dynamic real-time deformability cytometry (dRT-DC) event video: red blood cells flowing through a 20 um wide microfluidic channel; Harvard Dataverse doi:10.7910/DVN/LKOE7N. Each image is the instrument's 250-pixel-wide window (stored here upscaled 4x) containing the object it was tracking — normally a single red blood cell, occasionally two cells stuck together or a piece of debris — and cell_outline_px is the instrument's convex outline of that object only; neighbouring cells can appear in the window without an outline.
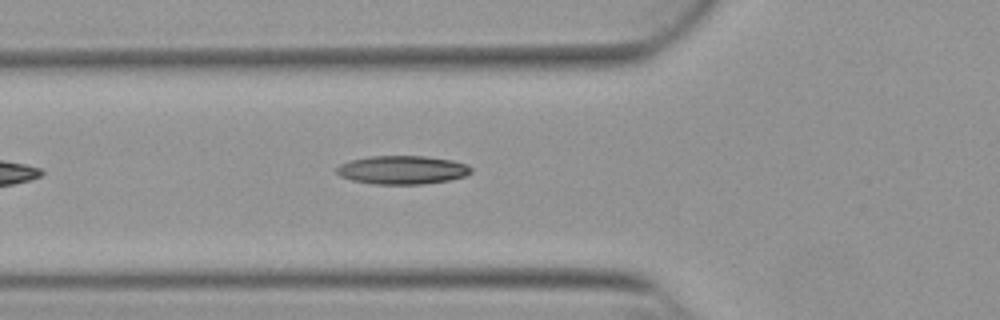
{"species": "Egyptian fruit bat (a non-hibernating species)", "species_latin": "Rousettus aegyptiacus", "temperature_condition": "warm", "stored_images_in_passage": 11, "camera_frame_rate_fps": 3000, "um_per_image_px": 0.085, "animal": {"sex": "female"}, "frame": {"image": 1, "passage_image": 7, "time_ms": 2.0, "image_size_px": [1000, 320], "cell_outline_px": [[472, 172], [464, 176], [448, 180], [424, 184], [376, 184], [352, 180], [340, 176], [336, 172], [336, 168], [340, 164], [352, 160], [368, 156], [424, 156], [452, 160], [468, 164], [472, 168]], "centroid_in_image_um": [34.21, 14.44], "position_along_channel_um": 91.6, "area_um2": 22.31}}